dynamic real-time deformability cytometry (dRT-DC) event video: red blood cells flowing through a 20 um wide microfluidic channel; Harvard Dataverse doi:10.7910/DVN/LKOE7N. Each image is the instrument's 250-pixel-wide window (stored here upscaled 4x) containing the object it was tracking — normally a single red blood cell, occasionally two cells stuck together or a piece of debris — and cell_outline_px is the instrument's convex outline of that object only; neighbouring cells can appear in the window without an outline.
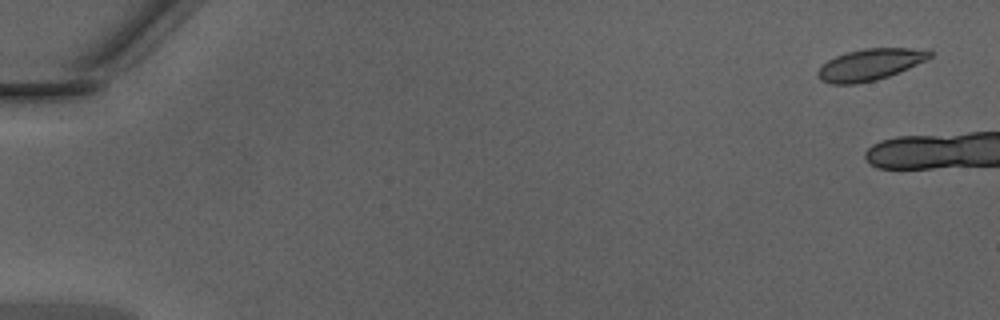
{"species": "Egyptian fruit bat (a non-hibernating species)", "species_latin": "Rousettus aegyptiacus", "temperature_condition": "warm", "stored_images_in_passage": 3, "camera_frame_rate_fps": 3000, "um_per_image_px": 0.085, "animal": {"sex": "male"}, "frame": {"image": 1, "passage_image": 1, "time_ms": 0.0, "image_size_px": [1000, 320], "cell_outline_px": [[932, 56], [908, 68], [888, 76], [876, 80], [856, 84], [832, 84], [820, 80], [816, 76], [816, 72], [828, 60], [836, 56], [848, 52], [864, 48], [928, 48], [932, 52]], "centroid_in_image_um": [73.95, 5.48], "position_along_channel_um": 11.1, "area_um2": 20.52}}